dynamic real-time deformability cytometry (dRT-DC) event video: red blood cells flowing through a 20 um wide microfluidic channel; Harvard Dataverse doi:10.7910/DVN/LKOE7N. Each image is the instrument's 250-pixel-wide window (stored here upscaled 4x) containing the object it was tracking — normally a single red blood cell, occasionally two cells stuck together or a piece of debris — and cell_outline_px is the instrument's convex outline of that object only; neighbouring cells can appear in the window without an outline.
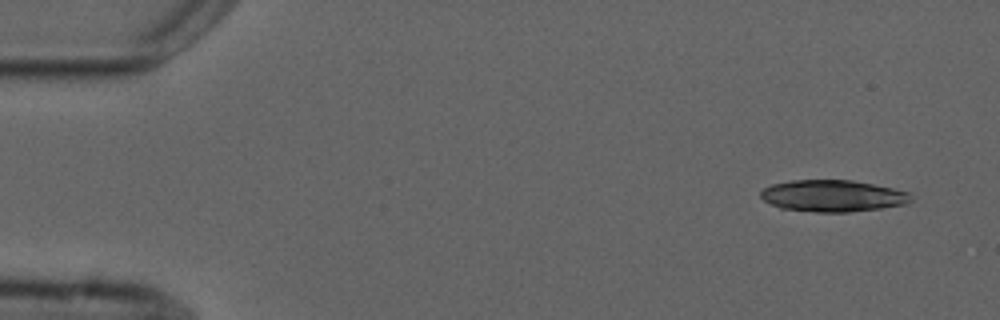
{"species": "common noctule bat (a hibernating species)", "species_latin": "Nyctalus noctula", "temperature_condition": "cold", "stored_images_in_passage": 13, "camera_frame_rate_fps": 3000, "um_per_image_px": 0.085, "animal": {"sex": "male", "forearm_length_mm": 52.5}, "frame": {"image": 1, "passage_image": 1, "time_ms": 0.0, "image_size_px": [1000, 320], "cell_outline_px": [[912, 200], [908, 204], [880, 208], [848, 212], [816, 212], [780, 208], [764, 200], [760, 196], [760, 192], [764, 188], [772, 184], [792, 180], [852, 180], [892, 188], [908, 192], [912, 196]], "centroid_in_image_um": [70.79, 16.65], "position_along_channel_um": 14.2, "area_um2": 27.69}}
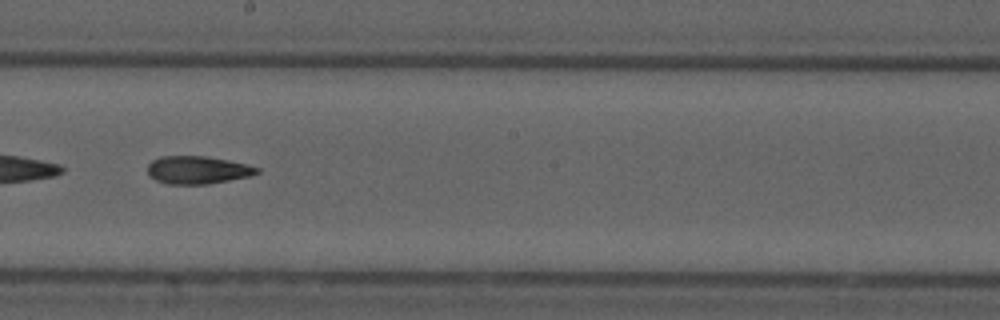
{"frame": {"image": 2, "passage_image": 8, "time_ms": 9.0, "image_size_px": [1000, 320], "cell_outline_px": [[260, 172], [252, 176], [208, 184], [168, 184], [156, 180], [148, 176], [148, 164], [152, 160], [160, 156], [208, 156], [248, 164], [260, 168]], "centroid_in_image_um": [16.82, 14.44], "position_along_channel_um": 231.4, "area_um2": 17.98}}
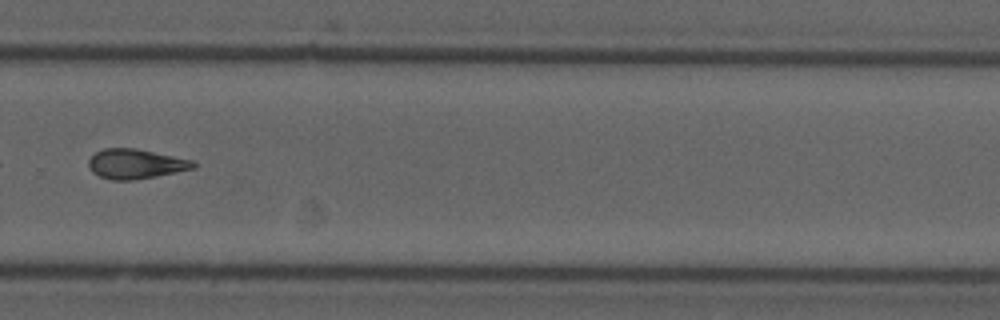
{"frame": {"image": 3, "passage_image": 10, "time_ms": 11.333, "image_size_px": [1000, 320], "cell_outline_px": [[196, 168], [156, 176], [132, 180], [112, 180], [100, 176], [92, 172], [88, 168], [88, 160], [96, 152], [104, 148], [136, 148], [192, 160], [196, 164]], "centroid_in_image_um": [11.51, 13.93], "position_along_channel_um": 318.3, "area_um2": 18.09}, "authors_computed_cell_mechanics": {"area_um2": 19.3052, "velocity_mm_per_s": 3.7391, "shape_relaxation_time_tau1_ms": null, "shape_relaxation_time_tau2_ms": 5.7872, "deformation_change_tau1": null, "deformation_change_tau2": 0.1413}}